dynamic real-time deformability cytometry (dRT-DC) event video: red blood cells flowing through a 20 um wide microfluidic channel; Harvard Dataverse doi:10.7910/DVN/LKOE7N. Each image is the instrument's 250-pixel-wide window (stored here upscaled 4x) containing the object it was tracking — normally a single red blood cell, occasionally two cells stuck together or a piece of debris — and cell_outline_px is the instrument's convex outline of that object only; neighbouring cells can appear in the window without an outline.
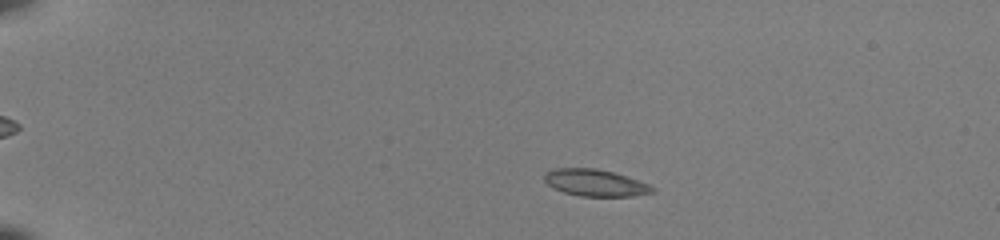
{"species": "common noctule bat (a hibernating species)", "species_latin": "Nyctalus noctula", "temperature_condition": "room temperature", "stored_images_in_passage": 49, "camera_frame_rate_fps": 3000, "um_per_image_px": 0.085, "animal": {"sex": "female", "body_mass_g": 22.0, "forearm_length_mm": 56.7}, "frame": {"image": 1, "passage_image": 9, "time_ms": 2.667, "image_size_px": [1000, 240], "cell_outline_px": [[656, 192], [632, 196], [580, 196], [564, 192], [552, 188], [544, 180], [544, 172], [552, 168], [596, 168], [612, 172], [648, 184], [656, 188]], "centroid_in_image_um": [50.56, 15.54], "position_along_channel_um": 34.4, "area_um2": 16.88}}
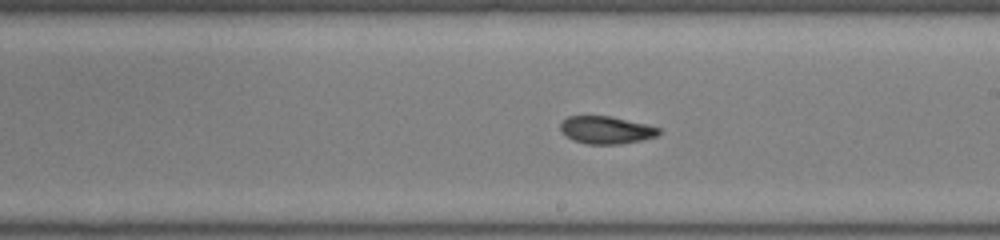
{"frame": {"image": 2, "passage_image": 30, "time_ms": 9.667, "image_size_px": [1000, 240], "cell_outline_px": [[660, 132], [656, 136], [640, 140], [620, 144], [588, 144], [572, 140], [560, 128], [560, 124], [568, 116], [612, 116], [660, 128]], "centroid_in_image_um": [51.52, 11.05], "position_along_channel_um": 237.5, "area_um2": 15.55}}
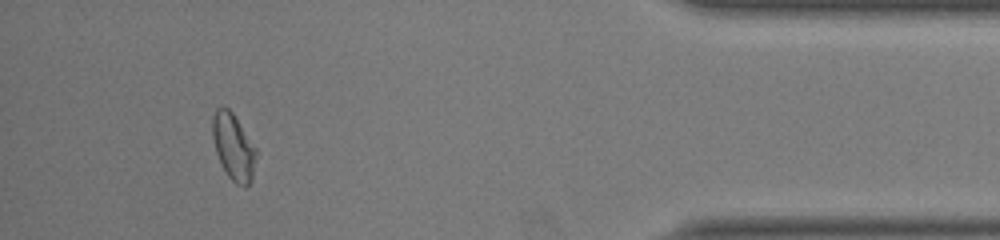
{"frame": {"image": 3, "passage_image": 46, "time_ms": 15.0, "image_size_px": [1000, 240], "cell_outline_px": [[256, 156], [252, 180], [244, 188], [236, 184], [228, 176], [216, 152], [212, 136], [212, 116], [216, 108], [220, 104], [228, 108], [232, 112], [256, 148]], "centroid_in_image_um": [19.83, 12.46], "position_along_channel_um": 415.4, "area_um2": 16.88}, "authors_computed_cell_mechanics": {"area_um2": 16.8198, "velocity_mm_per_s": 4.0822, "shape_relaxation_time_tau1_ms": 5.6999, "shape_relaxation_time_tau2_ms": 1.641, "deformation_change_tau1": 0.1644, "deformation_change_tau2": 0.07}}